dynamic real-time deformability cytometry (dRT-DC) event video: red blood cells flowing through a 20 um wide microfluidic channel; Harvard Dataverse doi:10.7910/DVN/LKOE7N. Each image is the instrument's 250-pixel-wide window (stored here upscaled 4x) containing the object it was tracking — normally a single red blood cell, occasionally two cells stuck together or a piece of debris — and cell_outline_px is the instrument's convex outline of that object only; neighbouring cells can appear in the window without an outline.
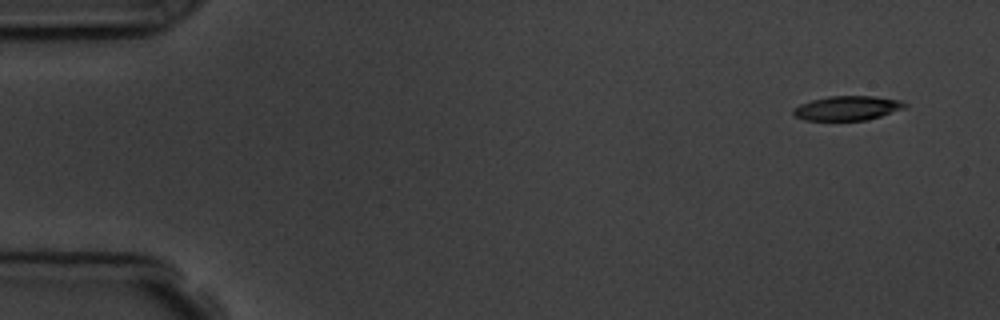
{"species": "common noctule bat (a hibernating species)", "species_latin": "Nyctalus noctula", "temperature_condition": "room temperature", "stored_images_in_passage": 4, "camera_frame_rate_fps": 3000, "um_per_image_px": 0.085, "animal": {"sex": "male", "body_mass_g": 19.5, "forearm_length_mm": 54.6}, "frame": {"image": 1, "passage_image": 1, "time_ms": 0.0, "image_size_px": [1000, 320], "cell_outline_px": [[908, 104], [904, 108], [880, 116], [864, 120], [804, 120], [796, 116], [792, 112], [792, 108], [800, 104], [812, 100], [828, 96], [872, 96], [900, 100]], "centroid_in_image_um": [72.0, 9.18], "position_along_channel_um": 13.0, "area_um2": 15.72}}
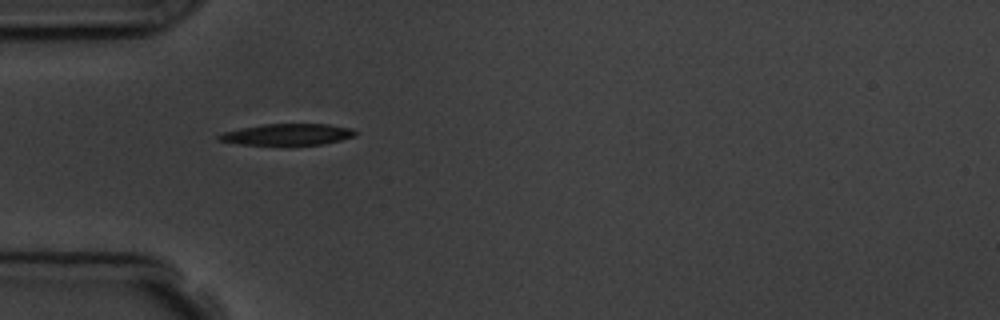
{"frame": {"image": 2, "passage_image": 4, "time_ms": 4.333, "image_size_px": [1000, 320], "cell_outline_px": [[356, 136], [324, 144], [288, 148], [240, 144], [220, 140], [216, 136], [224, 132], [240, 128], [264, 124], [328, 124], [352, 128], [356, 132]], "centroid_in_image_um": [24.45, 11.48], "position_along_channel_um": 60.6, "area_um2": 17.92}}